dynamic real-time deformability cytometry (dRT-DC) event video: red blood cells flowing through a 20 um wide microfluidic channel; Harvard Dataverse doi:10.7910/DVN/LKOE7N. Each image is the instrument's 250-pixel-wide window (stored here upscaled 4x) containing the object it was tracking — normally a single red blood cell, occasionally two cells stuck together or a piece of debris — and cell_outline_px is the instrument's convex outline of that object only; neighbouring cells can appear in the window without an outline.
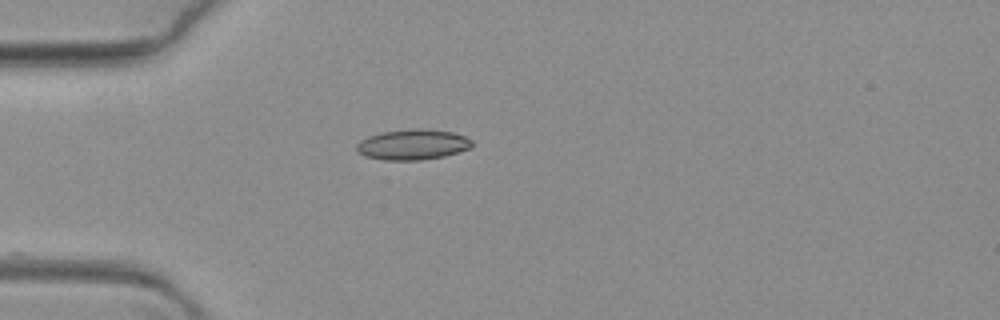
{"species": "common noctule bat (a hibernating species)", "species_latin": "Nyctalus noctula", "temperature_condition": "warm", "stored_images_in_passage": 5, "camera_frame_rate_fps": 3000, "um_per_image_px": 0.085, "animal": {"sex": "female", "body_mass_g": 19.3, "forearm_length_mm": 54.1}, "frame": {"image": 1, "passage_image": 1, "time_ms": 0.0, "image_size_px": [1000, 320], "cell_outline_px": [[472, 148], [460, 152], [444, 156], [420, 160], [384, 160], [364, 156], [356, 152], [356, 144], [360, 140], [368, 136], [380, 132], [416, 128], [424, 128], [452, 132], [464, 136], [472, 140]], "centroid_in_image_um": [35.07, 12.29], "position_along_channel_um": 49.9, "area_um2": 20.75}}